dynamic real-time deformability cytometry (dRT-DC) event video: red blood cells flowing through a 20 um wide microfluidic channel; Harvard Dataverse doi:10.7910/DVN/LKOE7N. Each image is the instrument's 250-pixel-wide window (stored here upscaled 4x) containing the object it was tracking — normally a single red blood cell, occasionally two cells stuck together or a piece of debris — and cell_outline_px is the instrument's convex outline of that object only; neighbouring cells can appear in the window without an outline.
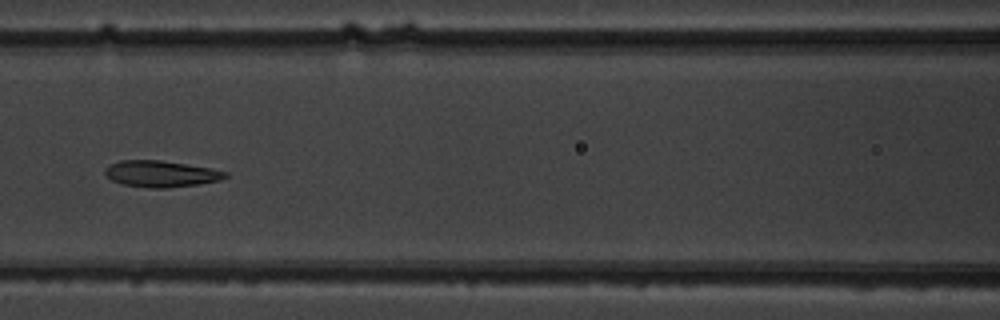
{"species": "common noctule bat (a hibernating species)", "species_latin": "Nyctalus noctula", "temperature_condition": "warm", "stored_images_in_passage": 7, "camera_frame_rate_fps": 3000, "um_per_image_px": 0.085, "animal": {"sex": "male", "body_mass_g": 19.5, "forearm_length_mm": 54.6}, "frame": {"image": 1, "passage_image": 4, "time_ms": 3.333, "image_size_px": [1000, 320], "cell_outline_px": [[228, 176], [220, 180], [200, 184], [168, 188], [152, 188], [124, 184], [112, 180], [104, 172], [104, 168], [120, 160], [160, 160], [212, 168], [228, 172]], "centroid_in_image_um": [13.72, 14.77], "position_along_channel_um": 152.9, "area_um2": 18.44}}
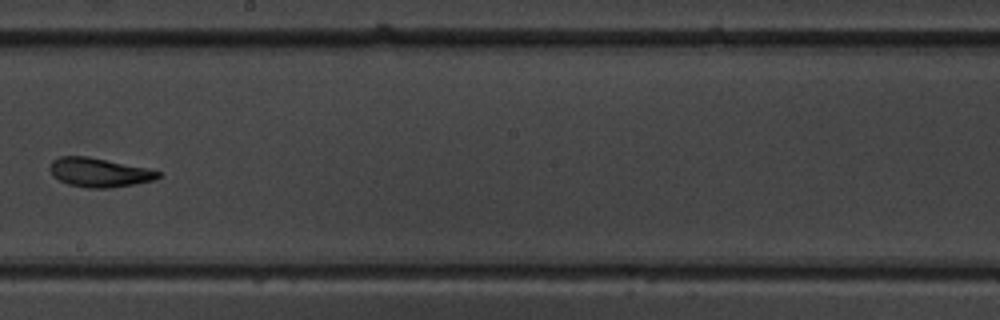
{"frame": {"image": 2, "passage_image": 6, "time_ms": 5.667, "image_size_px": [1000, 320], "cell_outline_px": [[160, 176], [156, 180], [108, 188], [88, 188], [68, 184], [52, 176], [48, 168], [52, 160], [60, 156], [88, 156], [148, 168], [160, 172]], "centroid_in_image_um": [8.4, 14.65], "position_along_channel_um": 239.8, "area_um2": 18.38}}
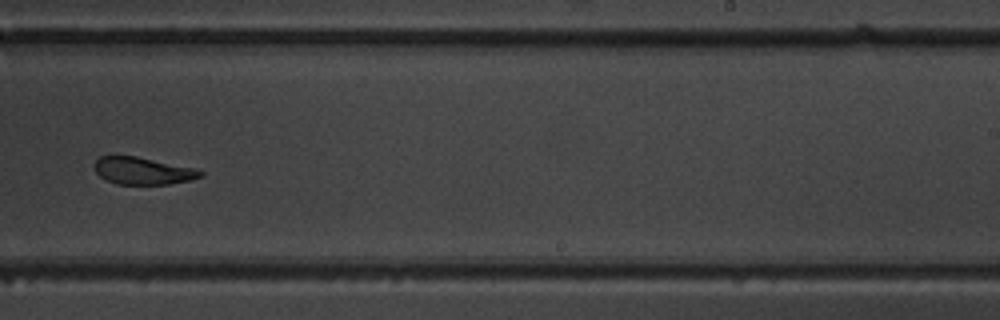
{"frame": {"image": 3, "passage_image": 7, "time_ms": 6.667, "image_size_px": [1000, 320], "cell_outline_px": [[204, 176], [192, 180], [168, 184], [116, 184], [100, 176], [96, 172], [92, 164], [100, 156], [136, 156], [196, 168], [204, 172]], "centroid_in_image_um": [12.17, 14.52], "position_along_channel_um": 276.8, "area_um2": 16.94}}